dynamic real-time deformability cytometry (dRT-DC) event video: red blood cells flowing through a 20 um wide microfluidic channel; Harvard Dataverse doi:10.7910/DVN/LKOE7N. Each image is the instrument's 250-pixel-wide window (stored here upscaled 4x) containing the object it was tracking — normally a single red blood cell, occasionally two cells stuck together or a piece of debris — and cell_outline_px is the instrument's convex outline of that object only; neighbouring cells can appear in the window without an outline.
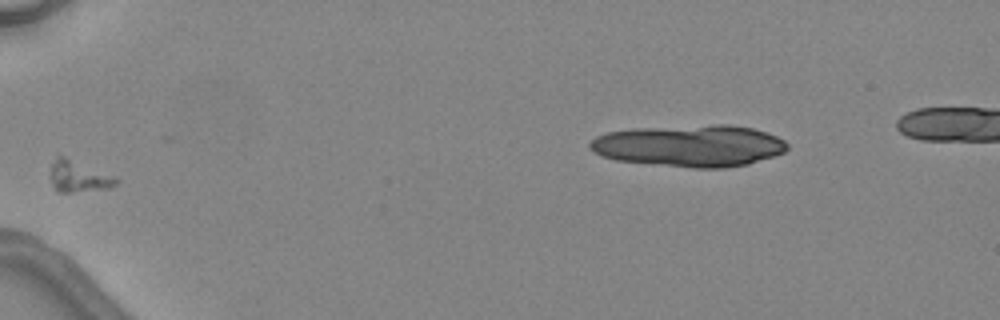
{"species": "common noctule bat (a hibernating species)", "species_latin": "Nyctalus noctula", "temperature_condition": "warm", "stored_images_in_passage": 3, "camera_frame_rate_fps": 3000, "um_per_image_px": 0.085, "animal": {"sex": "female", "body_mass_g": 24.6, "forearm_length_mm": 56.2}, "frame": {"image": 1, "passage_image": 2, "time_ms": 1.333, "image_size_px": [1000, 320], "cell_outline_px": [[120, 180], [116, 184], [108, 188], [72, 192], [56, 192], [48, 176], [52, 164], [56, 156], [64, 156], [116, 176]], "centroid_in_image_um": [6.65, 15.0], "position_along_channel_um": 78.3, "area_um2": 12.2}}